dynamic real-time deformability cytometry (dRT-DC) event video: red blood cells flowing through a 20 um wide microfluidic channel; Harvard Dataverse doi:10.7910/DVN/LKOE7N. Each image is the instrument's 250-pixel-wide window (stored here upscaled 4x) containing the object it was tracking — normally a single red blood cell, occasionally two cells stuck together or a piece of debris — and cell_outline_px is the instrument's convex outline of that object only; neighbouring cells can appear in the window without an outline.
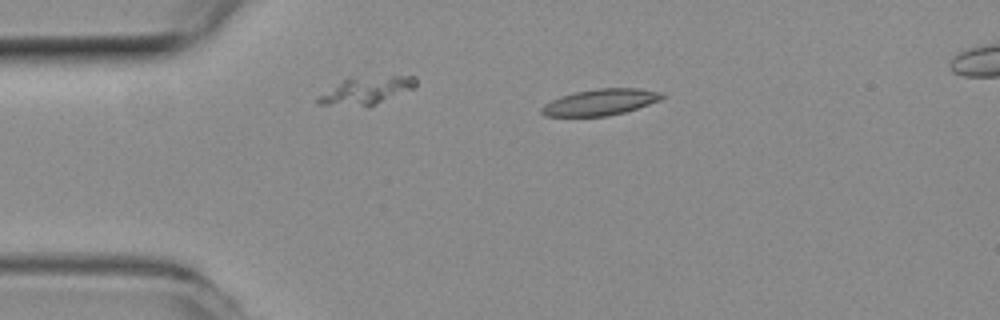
{"species": "common noctule bat (a hibernating species)", "species_latin": "Nyctalus noctula", "temperature_condition": "room temperature", "stored_images_in_passage": 5, "segment_of_instrument_passage": [1, 2], "camera_frame_rate_fps": 3000, "um_per_image_px": 0.085, "animal": {"sex": "female", "body_mass_g": 19.3, "forearm_length_mm": 54.1}, "frame": {"image": 1, "passage_image": 1, "time_ms": 0.0, "image_size_px": [1000, 320], "cell_outline_px": [[668, 96], [660, 100], [624, 112], [608, 116], [544, 116], [540, 112], [540, 108], [544, 104], [560, 96], [576, 92], [596, 88], [636, 88], [664, 92]], "centroid_in_image_um": [51.04, 8.67], "position_along_channel_um": 34.0, "area_um2": 18.5}}
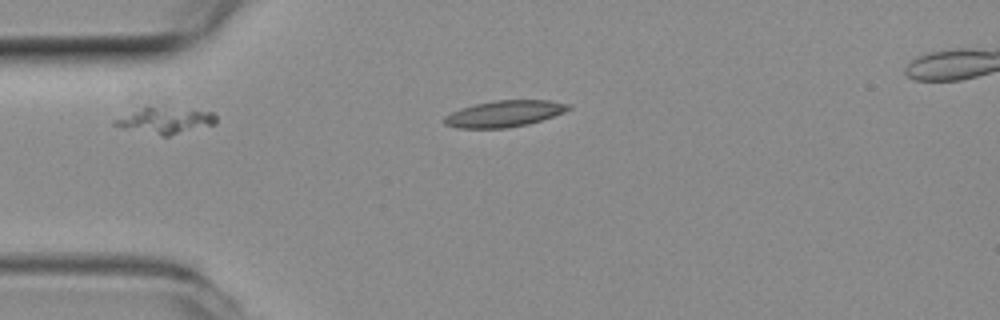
{"frame": {"image": 2, "passage_image": 3, "time_ms": 0.667, "image_size_px": [1000, 320], "cell_outline_px": [[216, 124], [168, 136], [160, 136], [120, 128], [112, 124], [112, 120], [144, 108], [152, 108], [212, 112], [216, 116]], "centroid_in_image_um": [14.01, 10.3], "position_along_channel_um": 71.0, "area_um2": 14.8}}